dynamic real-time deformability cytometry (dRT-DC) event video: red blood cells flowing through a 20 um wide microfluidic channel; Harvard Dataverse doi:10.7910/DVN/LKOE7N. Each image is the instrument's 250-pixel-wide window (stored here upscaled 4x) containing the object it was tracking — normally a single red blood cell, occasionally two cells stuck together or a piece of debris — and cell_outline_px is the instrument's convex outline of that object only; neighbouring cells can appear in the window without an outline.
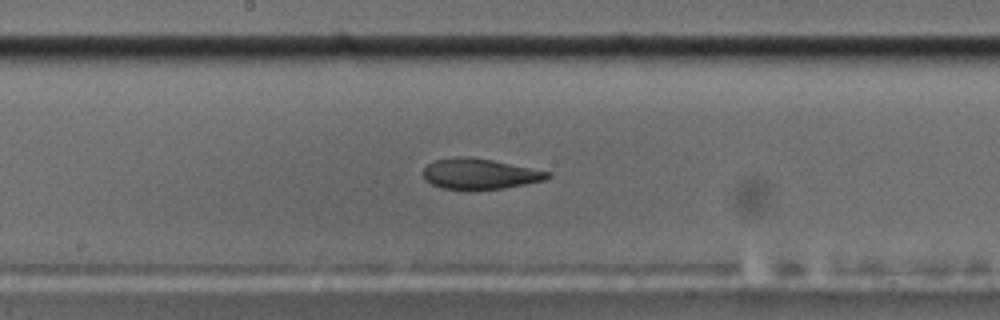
{"species": "common noctule bat (a hibernating species)", "species_latin": "Nyctalus noctula", "temperature_condition": "cold", "stored_images_in_passage": 43, "camera_frame_rate_fps": 3000, "um_per_image_px": 0.085, "animal": {"sex": "male", "body_mass_g": 17.5, "forearm_length_mm": 52.3}, "frame": {"image": 1, "passage_image": 16, "time_ms": 5.0, "image_size_px": [1000, 320], "cell_outline_px": [[552, 176], [544, 180], [504, 188], [472, 192], [468, 192], [440, 188], [424, 180], [424, 168], [428, 164], [436, 160], [456, 156], [468, 156], [492, 160], [552, 172]], "centroid_in_image_um": [40.75, 14.81], "position_along_channel_um": 207.4, "area_um2": 22.77}}
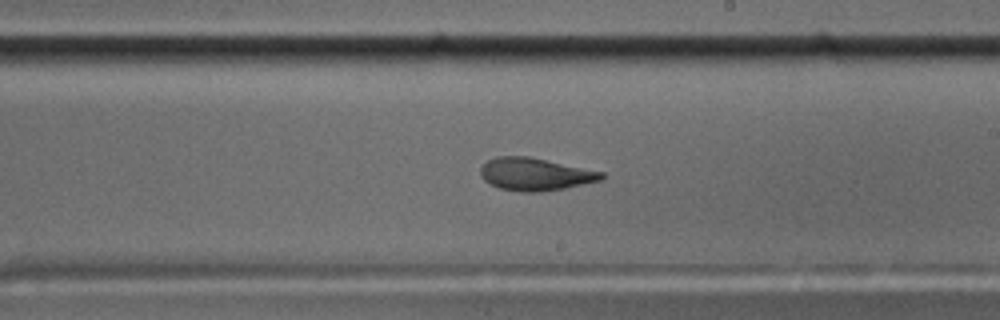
{"frame": {"image": 2, "passage_image": 19, "time_ms": 6.0, "image_size_px": [1000, 320], "cell_outline_px": [[604, 176], [600, 180], [564, 188], [540, 192], [520, 192], [500, 188], [484, 180], [480, 176], [480, 168], [488, 160], [496, 156], [528, 156], [604, 172]], "centroid_in_image_um": [45.46, 14.8], "position_along_channel_um": 243.5, "area_um2": 22.83}, "authors_computed_cell_mechanics": {"area_um2": 23.9292, "velocity_mm_per_s": 3.6137, "shape_relaxation_time_tau1_ms": null, "shape_relaxation_time_tau2_ms": 2.706, "deformation_change_tau1": null, "deformation_change_tau2": 0.081}}